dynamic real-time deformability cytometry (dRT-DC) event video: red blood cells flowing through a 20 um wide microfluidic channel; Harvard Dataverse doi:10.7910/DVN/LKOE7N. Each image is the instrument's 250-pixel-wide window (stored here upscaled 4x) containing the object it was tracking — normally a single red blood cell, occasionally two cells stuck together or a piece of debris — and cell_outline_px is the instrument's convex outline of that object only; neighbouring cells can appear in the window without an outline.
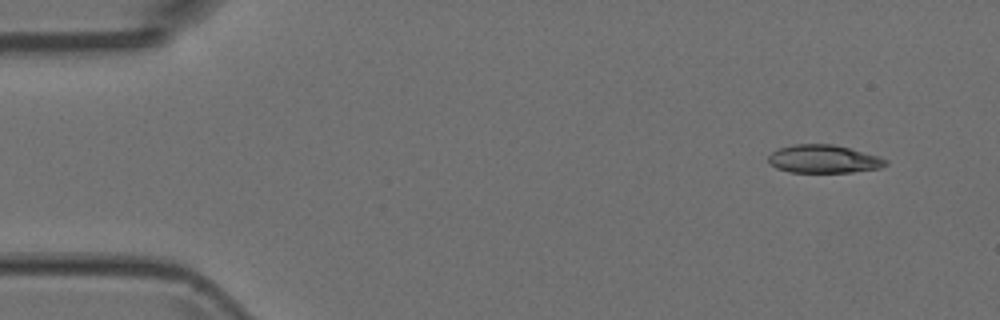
{"species": "Egyptian fruit bat (a non-hibernating species)", "species_latin": "Rousettus aegyptiacus", "temperature_condition": "room temperature", "stored_images_in_passage": 4, "camera_frame_rate_fps": 3000, "um_per_image_px": 0.085, "animal": {"sex": "female"}, "frame": {"image": 1, "passage_image": 1, "time_ms": 0.0, "image_size_px": [1000, 320], "cell_outline_px": [[888, 164], [880, 168], [852, 172], [788, 172], [776, 168], [768, 164], [768, 156], [772, 152], [780, 148], [792, 144], [832, 144], [880, 156], [888, 160]], "centroid_in_image_um": [70.0, 13.52], "position_along_channel_um": 15.0, "area_um2": 19.31}}
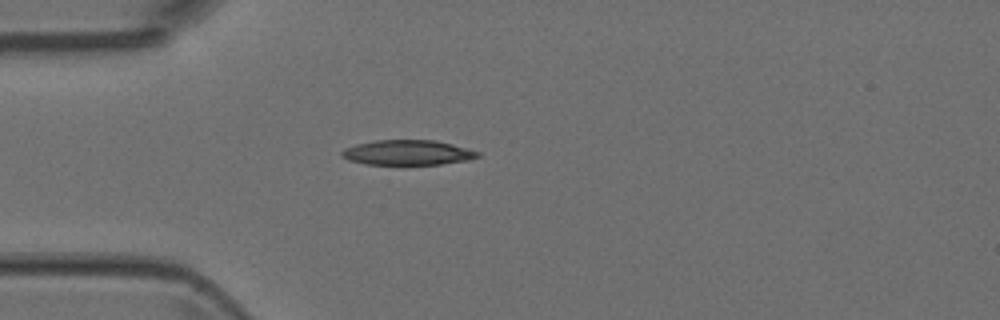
{"frame": {"image": 2, "passage_image": 4, "time_ms": 1.0, "image_size_px": [1000, 320], "cell_outline_px": [[480, 156], [468, 160], [440, 164], [364, 164], [348, 160], [340, 156], [340, 152], [344, 148], [356, 144], [376, 140], [436, 140], [452, 144], [480, 152]], "centroid_in_image_um": [34.61, 12.96], "position_along_channel_um": 50.4, "area_um2": 19.83}}